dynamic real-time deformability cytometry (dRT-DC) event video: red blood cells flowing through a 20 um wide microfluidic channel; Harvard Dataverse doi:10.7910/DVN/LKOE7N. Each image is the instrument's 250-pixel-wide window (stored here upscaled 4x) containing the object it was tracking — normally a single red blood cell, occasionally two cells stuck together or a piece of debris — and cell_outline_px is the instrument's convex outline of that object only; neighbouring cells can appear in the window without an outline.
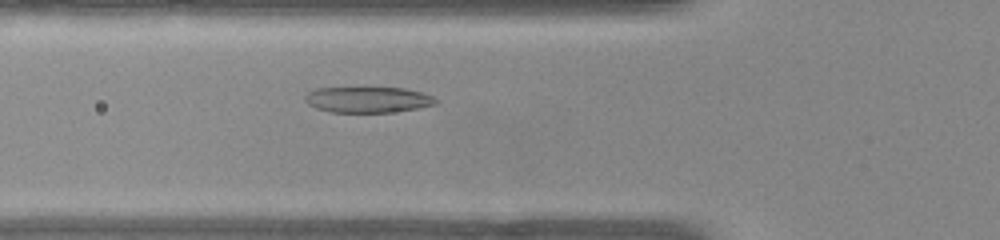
{"species": "common noctule bat (a hibernating species)", "species_latin": "Nyctalus noctula", "temperature_condition": "warm", "stored_images_in_passage": 35, "camera_frame_rate_fps": 3000, "um_per_image_px": 0.085, "animal": {"sex": "female", "body_mass_g": 22.0, "forearm_length_mm": 56.7}, "frame": {"image": 1, "passage_image": 4, "time_ms": 1.0, "image_size_px": [1000, 240], "cell_outline_px": [[436, 104], [416, 108], [392, 112], [328, 112], [316, 108], [308, 104], [304, 100], [304, 96], [308, 92], [316, 88], [404, 88], [424, 92], [432, 96], [436, 100]], "centroid_in_image_um": [31.24, 8.47], "position_along_channel_um": 94.6, "area_um2": 19.65}}
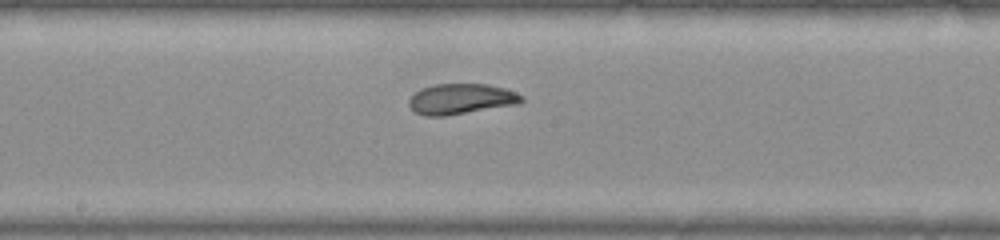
{"frame": {"image": 2, "passage_image": 13, "time_ms": 4.0, "image_size_px": [1000, 240], "cell_outline_px": [[524, 100], [520, 104], [444, 116], [424, 116], [416, 112], [408, 104], [408, 100], [416, 92], [424, 88], [436, 84], [488, 84], [504, 88], [516, 92], [524, 96]], "centroid_in_image_um": [39.24, 8.41], "position_along_channel_um": 209.0, "area_um2": 20.0}}
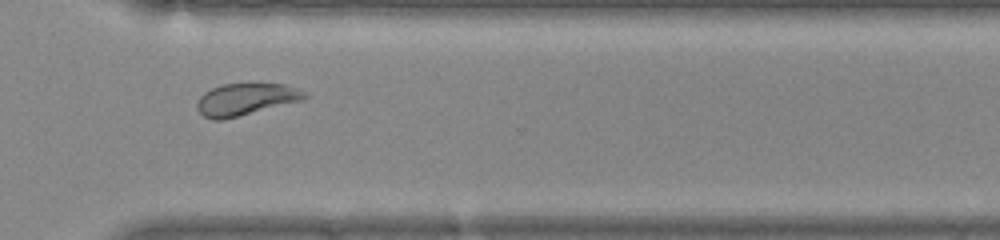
{"frame": {"image": 3, "passage_image": 24, "time_ms": 7.667, "image_size_px": [1000, 240], "cell_outline_px": [[308, 96], [304, 100], [220, 120], [212, 120], [204, 116], [196, 108], [196, 104], [200, 96], [204, 92], [212, 88], [224, 84], [284, 84], [308, 92]], "centroid_in_image_um": [20.9, 8.44], "position_along_channel_um": 349.7, "area_um2": 19.88}, "authors_computed_cell_mechanics": {"area_um2": 19.8832, "velocity_mm_per_s": 3.8231, "shape_relaxation_time_tau1_ms": 4.4966, "shape_relaxation_time_tau2_ms": 2.7746, "deformation_change_tau1": 0.1366, "deformation_change_tau2": 0.0429}}